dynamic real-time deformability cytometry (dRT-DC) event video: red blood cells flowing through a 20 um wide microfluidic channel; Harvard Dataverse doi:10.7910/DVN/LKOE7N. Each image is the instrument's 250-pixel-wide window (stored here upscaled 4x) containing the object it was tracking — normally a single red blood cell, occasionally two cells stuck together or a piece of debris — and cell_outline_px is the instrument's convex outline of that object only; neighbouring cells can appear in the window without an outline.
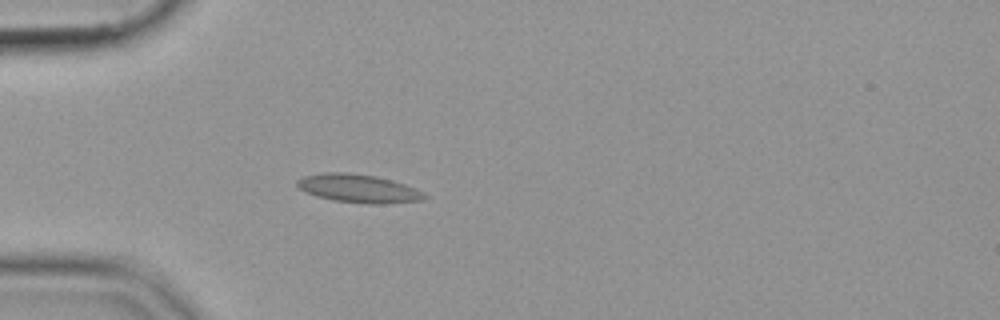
{"species": "common noctule bat (a hibernating species)", "species_latin": "Nyctalus noctula", "temperature_condition": "cold", "stored_images_in_passage": 39, "camera_frame_rate_fps": 3000, "um_per_image_px": 0.085, "animal": {"sex": "female", "body_mass_g": 19.9}, "frame": {"image": 1, "passage_image": 1, "time_ms": 0.0, "image_size_px": [1000, 320], "cell_outline_px": [[428, 196], [420, 200], [384, 204], [368, 204], [332, 200], [316, 196], [304, 192], [296, 184], [296, 180], [304, 176], [324, 172], [348, 172], [376, 176], [392, 180], [416, 188], [424, 192]], "centroid_in_image_um": [30.45, 16.02], "position_along_channel_um": 54.5, "area_um2": 21.15}}
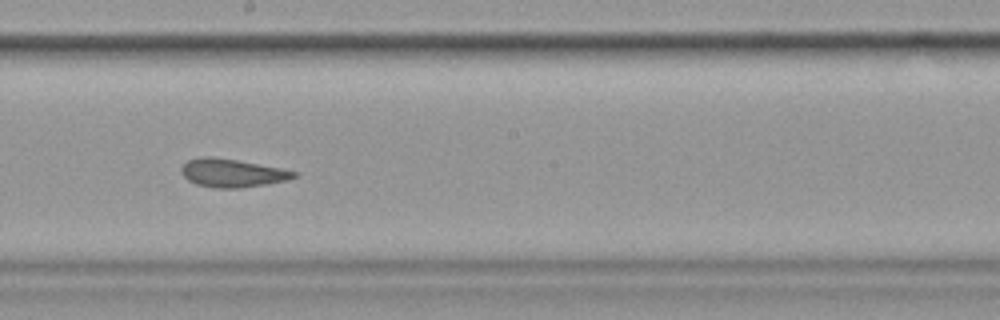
{"frame": {"image": 2, "passage_image": 16, "time_ms": 5.0, "image_size_px": [1000, 320], "cell_outline_px": [[300, 172], [296, 176], [288, 180], [268, 184], [240, 188], [216, 188], [196, 184], [188, 180], [180, 172], [180, 168], [188, 160], [200, 156], [212, 156], [236, 160], [280, 168]], "centroid_in_image_um": [19.73, 14.7], "position_along_channel_um": 228.5, "area_um2": 18.61}}
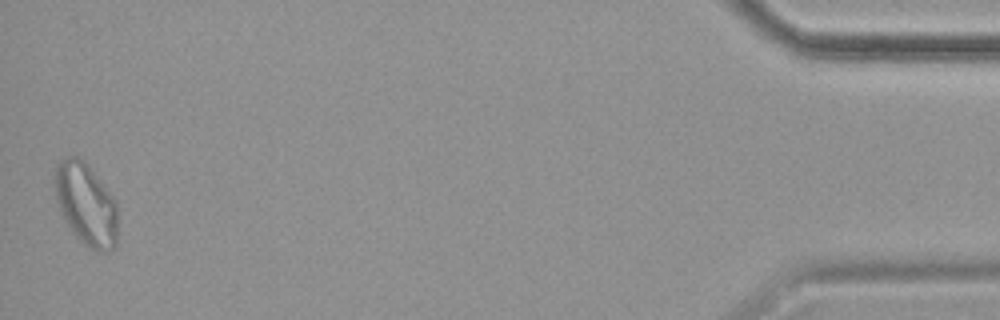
{"frame": {"image": 3, "passage_image": 39, "time_ms": 12.667, "image_size_px": [1000, 320], "cell_outline_px": [[116, 248], [112, 252], [100, 252], [84, 244], [72, 232], [64, 220], [60, 212], [56, 200], [56, 164], [68, 156], [76, 156], [84, 160], [88, 164], [116, 200]], "centroid_in_image_um": [7.33, 17.38], "position_along_channel_um": 427.9, "area_um2": 30.11}}